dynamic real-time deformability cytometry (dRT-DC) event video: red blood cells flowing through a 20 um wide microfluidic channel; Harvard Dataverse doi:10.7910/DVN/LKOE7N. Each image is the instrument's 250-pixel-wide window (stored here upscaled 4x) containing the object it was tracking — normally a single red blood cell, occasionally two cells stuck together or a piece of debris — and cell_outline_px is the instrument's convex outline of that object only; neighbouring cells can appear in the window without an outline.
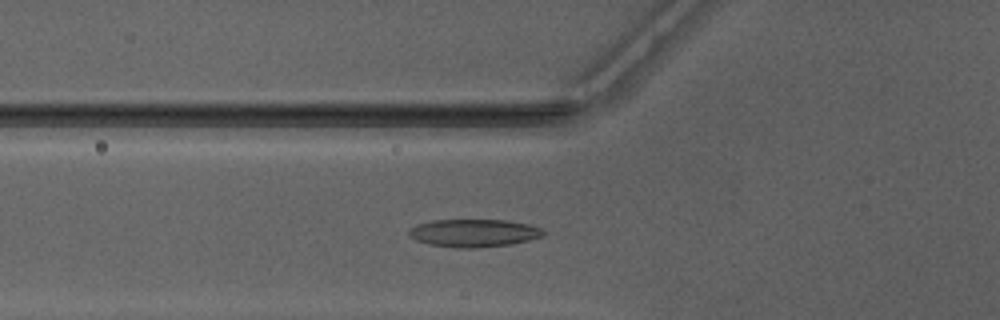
{"species": "Egyptian fruit bat (a non-hibernating species)", "species_latin": "Rousettus aegyptiacus", "temperature_condition": "warm", "stored_images_in_passage": 46, "camera_frame_rate_fps": 3000, "um_per_image_px": 0.085, "animal": {"sex": "male"}, "frame": {"image": 1, "passage_image": 15, "time_ms": 4.667, "image_size_px": [1000, 320], "cell_outline_px": [[544, 236], [528, 240], [508, 244], [480, 248], [456, 248], [428, 244], [416, 240], [408, 236], [408, 228], [416, 224], [432, 220], [508, 220], [528, 224], [544, 228]], "centroid_in_image_um": [40.25, 19.8], "position_along_channel_um": 85.6, "area_um2": 22.02}}
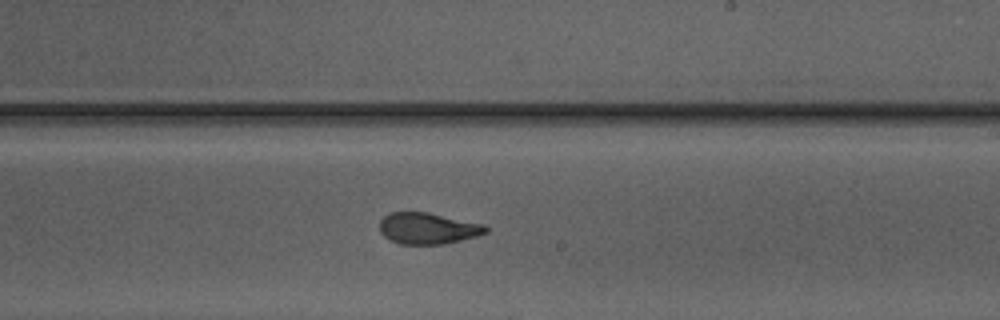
{"frame": {"image": 2, "passage_image": 27, "time_ms": 8.667, "image_size_px": [1000, 320], "cell_outline_px": [[488, 232], [476, 236], [444, 244], [400, 244], [384, 236], [380, 232], [380, 220], [388, 212], [428, 212], [484, 224], [488, 228]], "centroid_in_image_um": [36.36, 19.4], "position_along_channel_um": 252.6, "area_um2": 19.36}}
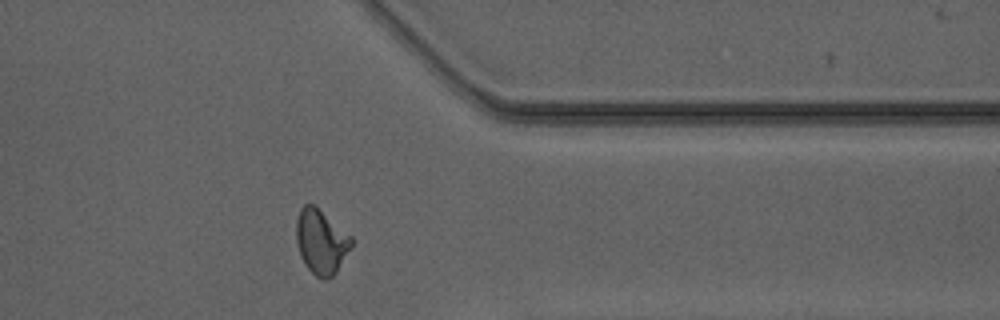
{"frame": {"image": 3, "passage_image": 37, "time_ms": 12.0, "image_size_px": [1000, 320], "cell_outline_px": [[352, 248], [336, 272], [332, 276], [324, 280], [316, 276], [304, 264], [296, 240], [296, 220], [300, 208], [304, 204], [316, 204], [352, 236]], "centroid_in_image_um": [27.31, 20.5], "position_along_channel_um": 384.1, "area_um2": 21.04}, "authors_computed_cell_mechanics": {"area_um2": 20.1144, "velocity_mm_per_s": 4.1735, "shape_relaxation_time_tau1_ms": 6.4388, "shape_relaxation_time_tau2_ms": 1.4813, "deformation_change_tau1": 0.2221, "deformation_change_tau2": 0.0633}}